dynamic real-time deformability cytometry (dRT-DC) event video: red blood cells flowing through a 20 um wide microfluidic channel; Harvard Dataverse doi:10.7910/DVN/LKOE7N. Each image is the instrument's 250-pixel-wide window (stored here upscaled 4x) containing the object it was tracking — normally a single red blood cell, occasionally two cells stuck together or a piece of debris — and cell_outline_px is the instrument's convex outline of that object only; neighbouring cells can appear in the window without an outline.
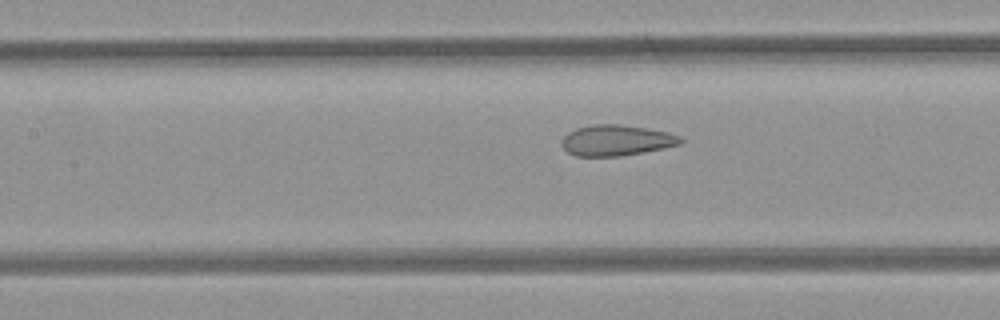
{"species": "common noctule bat (a hibernating species)", "species_latin": "Nyctalus noctula", "temperature_condition": "room temperature", "stored_images_in_passage": 28, "camera_frame_rate_fps": 3000, "um_per_image_px": 0.085, "animal": {"sex": "female", "body_mass_g": 21.9}, "frame": {"image": 1, "passage_image": 13, "time_ms": 4.0, "image_size_px": [1000, 320], "cell_outline_px": [[684, 144], [664, 148], [620, 156], [576, 156], [568, 152], [564, 148], [564, 136], [568, 132], [576, 128], [592, 124], [620, 124], [668, 132], [680, 136], [684, 140]], "centroid_in_image_um": [52.44, 11.92], "position_along_channel_um": 155.0, "area_um2": 21.21}}
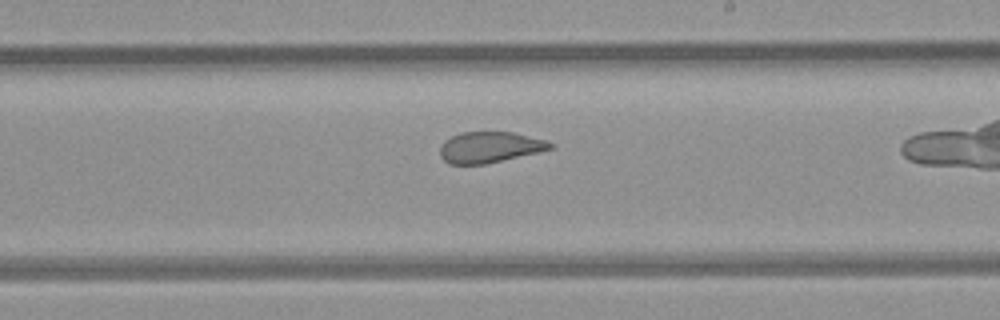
{"frame": {"image": 2, "passage_image": 20, "time_ms": 6.333, "image_size_px": [1000, 320], "cell_outline_px": [[556, 148], [540, 152], [484, 164], [448, 164], [440, 156], [440, 148], [444, 140], [460, 132], [512, 132], [548, 140]], "centroid_in_image_um": [41.65, 12.51], "position_along_channel_um": 247.4, "area_um2": 20.0}}